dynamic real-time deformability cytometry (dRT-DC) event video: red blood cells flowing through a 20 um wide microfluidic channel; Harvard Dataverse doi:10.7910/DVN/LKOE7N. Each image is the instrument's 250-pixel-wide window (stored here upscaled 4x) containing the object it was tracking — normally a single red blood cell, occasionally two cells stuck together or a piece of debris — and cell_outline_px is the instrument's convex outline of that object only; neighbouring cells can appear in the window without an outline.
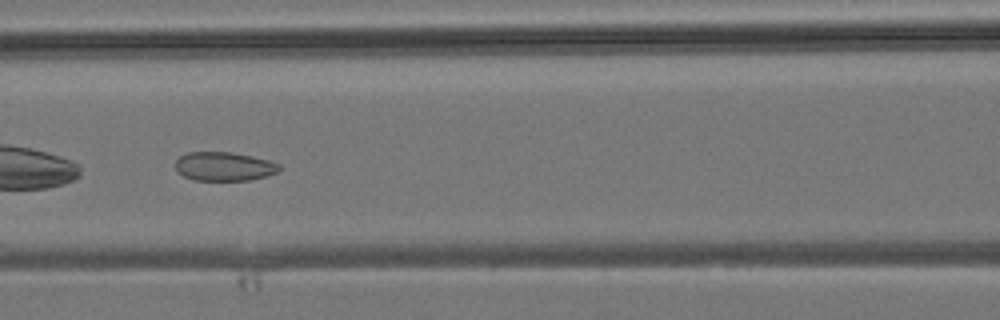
{"species": "common noctule bat (a hibernating species)", "species_latin": "Nyctalus noctula", "temperature_condition": "room temperature", "stored_images_in_passage": 6, "camera_frame_rate_fps": 3000, "um_per_image_px": 0.085, "animal": {"sex": "male", "body_mass_g": 19.2, "forearm_length_mm": 51.8}, "frame": {"image": 1, "passage_image": 6, "time_ms": 5.667, "image_size_px": [1000, 320], "cell_outline_px": [[280, 168], [276, 172], [264, 176], [248, 180], [192, 180], [176, 172], [176, 160], [180, 156], [188, 152], [232, 152], [252, 156], [268, 160], [280, 164]], "centroid_in_image_um": [19.01, 14.14], "position_along_channel_um": 147.6, "area_um2": 17.4}}